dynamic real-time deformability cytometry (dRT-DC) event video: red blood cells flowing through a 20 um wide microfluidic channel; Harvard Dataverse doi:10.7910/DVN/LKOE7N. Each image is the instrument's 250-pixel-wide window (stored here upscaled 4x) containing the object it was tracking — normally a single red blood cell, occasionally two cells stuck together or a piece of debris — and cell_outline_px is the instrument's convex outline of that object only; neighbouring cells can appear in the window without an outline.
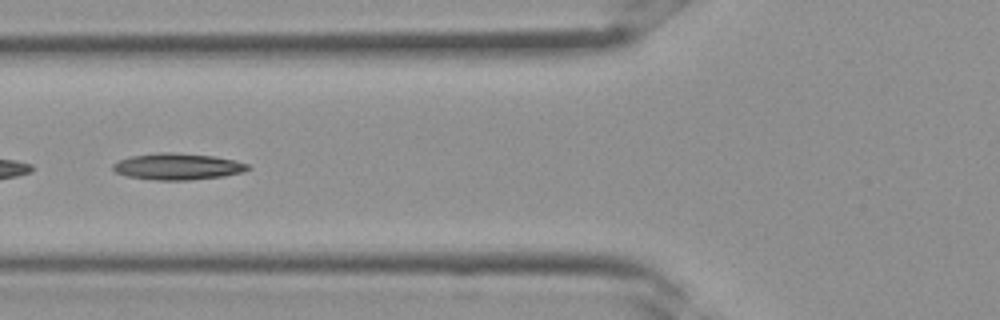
{"species": "Egyptian fruit bat (a non-hibernating species)", "species_latin": "Rousettus aegyptiacus", "temperature_condition": "room temperature", "stored_images_in_passage": 30, "camera_frame_rate_fps": 3000, "um_per_image_px": 0.085, "frame": {"image": 1, "passage_image": 9, "time_ms": 2.667, "image_size_px": [1000, 320], "cell_outline_px": [[252, 168], [244, 172], [224, 176], [188, 180], [156, 180], [128, 176], [116, 172], [112, 168], [112, 164], [120, 160], [132, 156], [160, 152], [172, 152], [212, 156], [236, 160], [248, 164]], "centroid_in_image_um": [15.14, 14.15], "position_along_channel_um": 110.7, "area_um2": 20.75}}
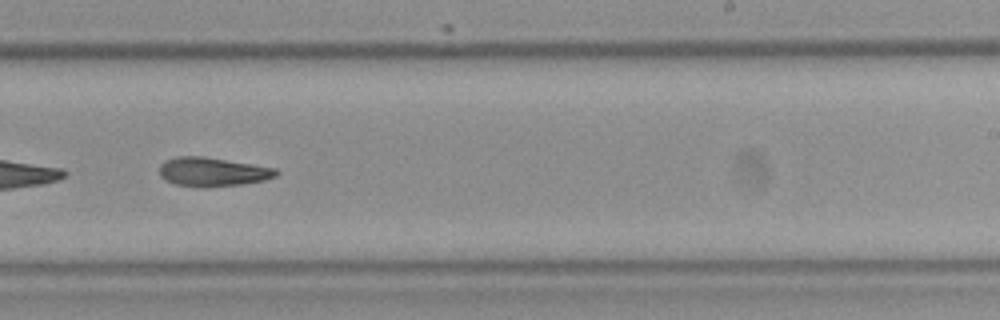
{"frame": {"image": 2, "passage_image": 17, "time_ms": 5.333, "image_size_px": [1000, 320], "cell_outline_px": [[280, 172], [276, 176], [264, 180], [240, 184], [208, 188], [204, 188], [176, 184], [164, 180], [160, 176], [160, 164], [164, 160], [176, 156], [204, 156], [276, 168]], "centroid_in_image_um": [18.04, 14.61], "position_along_channel_um": 271.0, "area_um2": 19.88}}
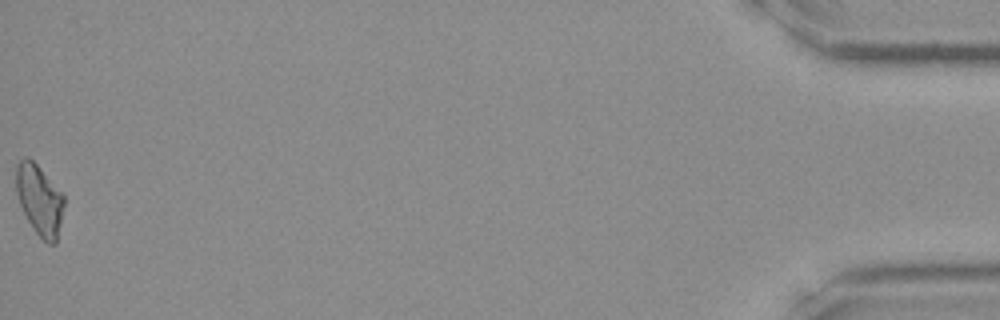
{"frame": {"image": 3, "passage_image": 30, "time_ms": 9.667, "image_size_px": [1000, 320], "cell_outline_px": [[64, 204], [56, 244], [48, 244], [36, 232], [28, 220], [20, 204], [16, 192], [16, 164], [24, 156], [28, 156], [36, 164], [64, 196]], "centroid_in_image_um": [3.34, 16.98], "position_along_channel_um": 431.9, "area_um2": 19.31}}